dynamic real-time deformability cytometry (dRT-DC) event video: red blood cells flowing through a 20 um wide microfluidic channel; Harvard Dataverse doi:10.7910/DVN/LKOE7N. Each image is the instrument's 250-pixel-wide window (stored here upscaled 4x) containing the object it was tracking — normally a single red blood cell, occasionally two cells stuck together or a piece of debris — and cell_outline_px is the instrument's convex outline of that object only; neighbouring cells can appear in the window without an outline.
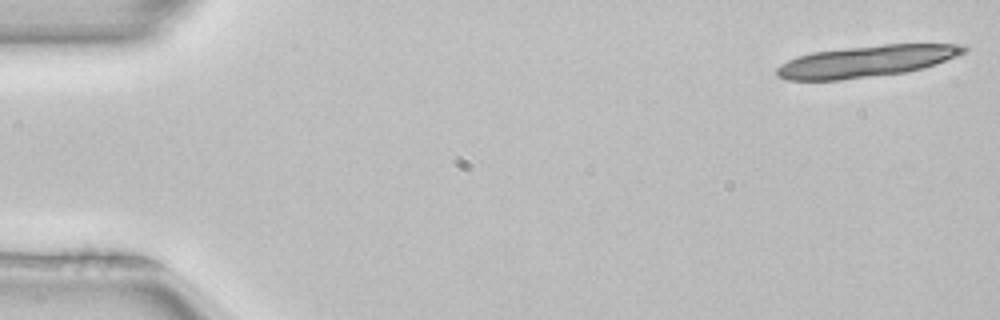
{"species": "common noctule bat (a hibernating species)", "species_latin": "Nyctalus noctula", "temperature_condition": "room temperature", "stored_images_in_passage": 3, "camera_frame_rate_fps": 3000, "um_per_image_px": 0.085, "animal": {"sex": "female", "body_mass_g": 22.7, "forearm_length_mm": 54.2}, "frame": {"image": 1, "passage_image": 1, "time_ms": 0.0, "image_size_px": [1000, 320], "cell_outline_px": [[968, 48], [964, 52], [956, 56], [936, 64], [904, 72], [840, 80], [784, 80], [776, 76], [776, 68], [780, 64], [796, 56], [812, 52], [844, 48], [884, 44], [964, 44]], "centroid_in_image_um": [73.59, 5.2], "position_along_channel_um": 11.4, "area_um2": 34.28}}